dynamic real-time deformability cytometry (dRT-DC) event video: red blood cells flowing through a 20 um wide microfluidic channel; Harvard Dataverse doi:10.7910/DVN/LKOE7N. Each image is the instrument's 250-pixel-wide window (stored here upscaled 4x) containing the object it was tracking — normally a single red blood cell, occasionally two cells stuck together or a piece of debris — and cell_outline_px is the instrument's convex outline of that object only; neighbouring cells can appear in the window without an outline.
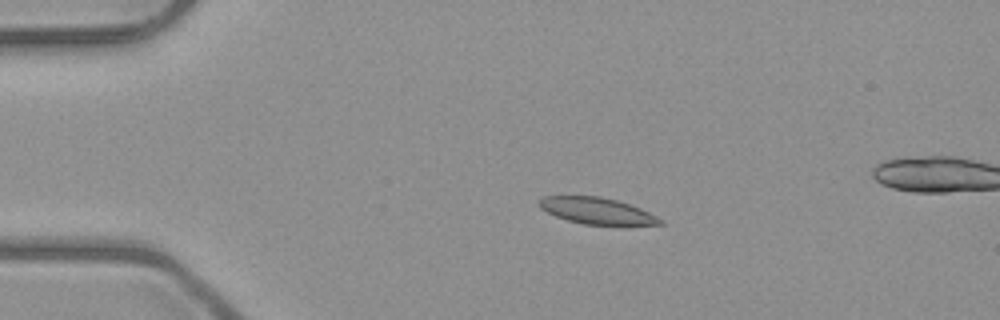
{"species": "common noctule bat (a hibernating species)", "species_latin": "Nyctalus noctula", "temperature_condition": "room temperature", "stored_images_in_passage": 5, "segment_of_instrument_passage": [1, 2], "camera_frame_rate_fps": 3000, "um_per_image_px": 0.085, "animal": {"sex": "male", "body_mass_g": 23.1, "forearm_length_mm": 52.7}, "frame": {"image": 1, "passage_image": 3, "time_ms": 3.0, "image_size_px": [1000, 320], "cell_outline_px": [[664, 224], [584, 224], [568, 220], [556, 216], [540, 208], [540, 200], [544, 196], [600, 196], [616, 200], [640, 208], [664, 220]], "centroid_in_image_um": [50.73, 17.91], "position_along_channel_um": 34.3, "area_um2": 18.15}}